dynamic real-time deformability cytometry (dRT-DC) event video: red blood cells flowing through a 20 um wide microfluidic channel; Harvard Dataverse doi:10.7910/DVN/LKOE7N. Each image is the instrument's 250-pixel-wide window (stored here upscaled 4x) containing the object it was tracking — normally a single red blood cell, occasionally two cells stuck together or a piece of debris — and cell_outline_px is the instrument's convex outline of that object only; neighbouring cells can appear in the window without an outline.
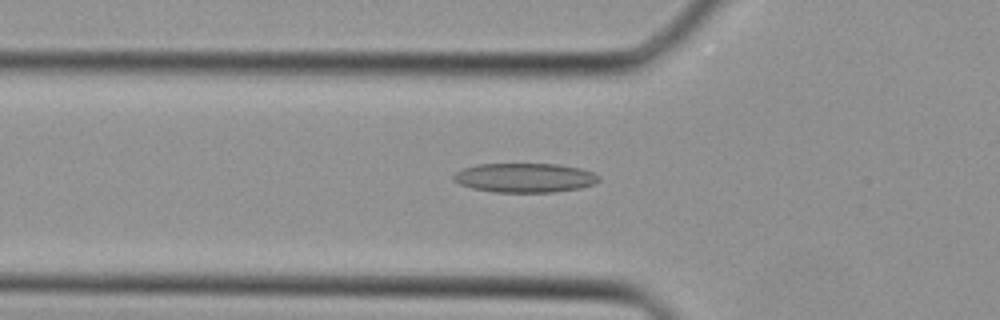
{"species": "Egyptian fruit bat (a non-hibernating species)", "species_latin": "Rousettus aegyptiacus", "temperature_condition": "cold", "stored_images_in_passage": 31, "camera_frame_rate_fps": 3000, "um_per_image_px": 0.085, "animal": {"sex": "female"}, "frame": {"image": 1, "passage_image": 8, "time_ms": 2.333, "image_size_px": [1000, 320], "cell_outline_px": [[600, 180], [596, 184], [580, 188], [552, 192], [496, 192], [472, 188], [460, 184], [452, 180], [452, 176], [456, 172], [464, 168], [476, 164], [560, 164], [580, 168], [592, 172], [600, 176]], "centroid_in_image_um": [44.62, 15.1], "position_along_channel_um": 81.2, "area_um2": 24.91}}
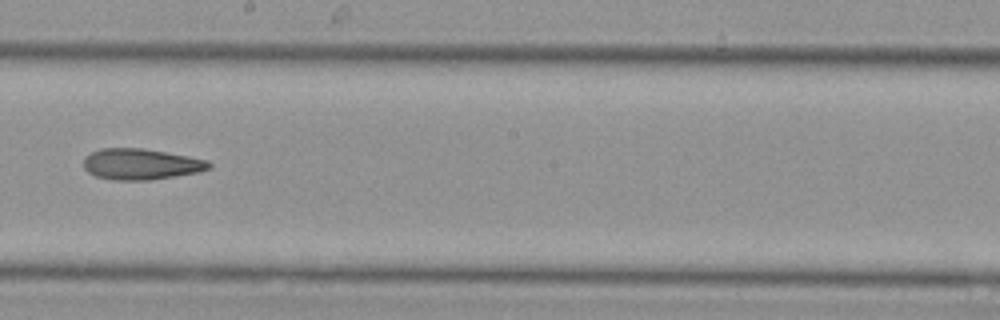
{"frame": {"image": 2, "passage_image": 17, "time_ms": 5.333, "image_size_px": [1000, 320], "cell_outline_px": [[212, 164], [208, 168], [200, 172], [148, 180], [112, 180], [96, 176], [88, 172], [84, 168], [84, 160], [92, 152], [100, 148], [144, 148], [188, 156], [208, 160]], "centroid_in_image_um": [11.99, 13.95], "position_along_channel_um": 236.2, "area_um2": 22.54}}
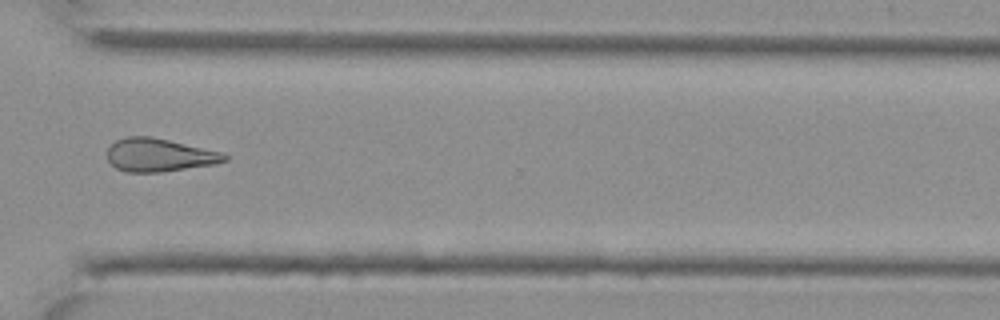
{"frame": {"image": 3, "passage_image": 24, "time_ms": 7.667, "image_size_px": [1000, 320], "cell_outline_px": [[228, 160], [216, 164], [160, 172], [128, 172], [116, 168], [108, 160], [108, 148], [116, 140], [128, 136], [152, 136], [224, 152], [228, 156]], "centroid_in_image_um": [13.57, 13.17], "position_along_channel_um": 357.0, "area_um2": 22.77}}